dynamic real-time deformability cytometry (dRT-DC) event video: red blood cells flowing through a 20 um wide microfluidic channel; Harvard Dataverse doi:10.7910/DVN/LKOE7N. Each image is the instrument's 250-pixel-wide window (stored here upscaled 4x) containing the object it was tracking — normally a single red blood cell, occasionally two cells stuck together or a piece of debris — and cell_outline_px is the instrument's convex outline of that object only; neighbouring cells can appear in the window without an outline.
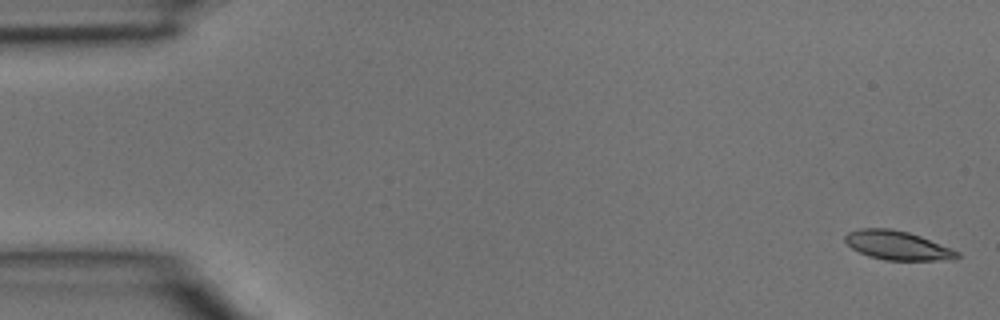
{"species": "common noctule bat (a hibernating species)", "species_latin": "Nyctalus noctula", "temperature_condition": "room temperature", "stored_images_in_passage": 2, "camera_frame_rate_fps": 3000, "um_per_image_px": 0.085, "animal": {"sex": "male", "body_mass_g": 15.6}, "frame": {"image": 1, "passage_image": 1, "time_ms": 0.0, "image_size_px": [1000, 320], "cell_outline_px": [[960, 256], [956, 260], [884, 260], [868, 256], [852, 248], [844, 240], [844, 236], [848, 232], [860, 228], [892, 228], [908, 232], [920, 236], [952, 248], [960, 252]], "centroid_in_image_um": [76.31, 20.86], "position_along_channel_um": 8.7, "area_um2": 19.07}}